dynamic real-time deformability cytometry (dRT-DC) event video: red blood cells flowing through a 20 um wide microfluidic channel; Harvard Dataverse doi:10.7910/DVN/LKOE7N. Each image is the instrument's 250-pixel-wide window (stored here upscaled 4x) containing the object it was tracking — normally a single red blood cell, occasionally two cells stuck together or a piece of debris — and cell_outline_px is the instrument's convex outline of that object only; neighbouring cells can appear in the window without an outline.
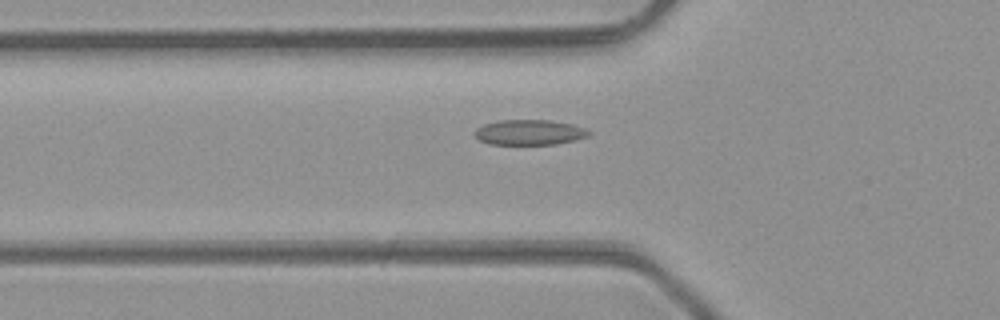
{"species": "common noctule bat (a hibernating species)", "species_latin": "Nyctalus noctula", "temperature_condition": "room temperature", "stored_images_in_passage": 36, "camera_frame_rate_fps": 3000, "um_per_image_px": 0.085, "animal": {"sex": "male", "body_mass_g": 23.1, "forearm_length_mm": 52.7}, "frame": {"image": 1, "passage_image": 5, "time_ms": 1.333, "image_size_px": [1000, 320], "cell_outline_px": [[592, 132], [588, 136], [556, 144], [488, 144], [480, 140], [472, 132], [476, 128], [484, 124], [496, 120], [548, 120], [572, 124], [584, 128]], "centroid_in_image_um": [44.96, 11.24], "position_along_channel_um": 80.8, "area_um2": 16.76}}
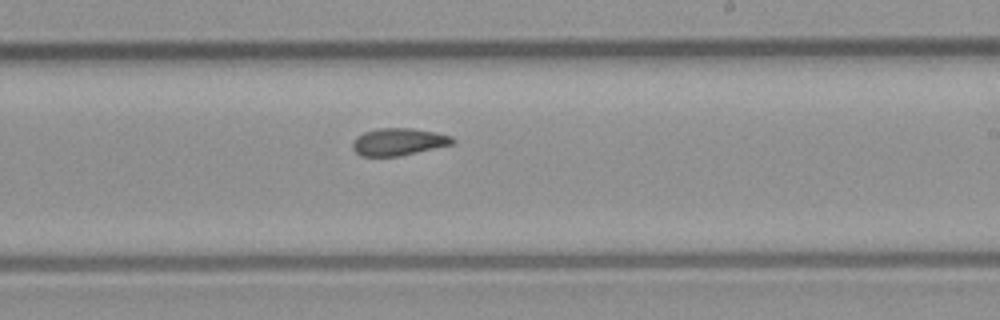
{"frame": {"image": 2, "passage_image": 17, "time_ms": 5.333, "image_size_px": [1000, 320], "cell_outline_px": [[456, 140], [452, 144], [400, 156], [360, 156], [352, 148], [352, 144], [356, 136], [364, 132], [380, 128], [412, 128], [436, 132], [452, 136]], "centroid_in_image_um": [33.87, 12.05], "position_along_channel_um": 255.1, "area_um2": 15.9}}
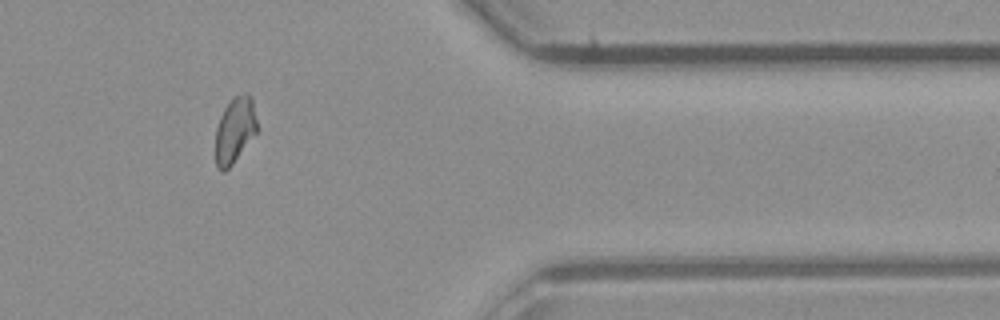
{"frame": {"image": 3, "passage_image": 28, "time_ms": 9.0, "image_size_px": [1000, 320], "cell_outline_px": [[260, 128], [232, 164], [224, 172], [220, 172], [216, 168], [216, 128], [220, 116], [224, 108], [232, 96], [244, 92], [248, 92], [252, 96]], "centroid_in_image_um": [20.0, 11.0], "position_along_channel_um": 391.4, "area_um2": 16.47}, "authors_computed_cell_mechanics": {"area_um2": 16.2707, "velocity_mm_per_s": 4.3397, "shape_relaxation_time_tau1_ms": null, "shape_relaxation_time_tau2_ms": 5.5682, "deformation_change_tau1": null, "deformation_change_tau2": 0.1142}}